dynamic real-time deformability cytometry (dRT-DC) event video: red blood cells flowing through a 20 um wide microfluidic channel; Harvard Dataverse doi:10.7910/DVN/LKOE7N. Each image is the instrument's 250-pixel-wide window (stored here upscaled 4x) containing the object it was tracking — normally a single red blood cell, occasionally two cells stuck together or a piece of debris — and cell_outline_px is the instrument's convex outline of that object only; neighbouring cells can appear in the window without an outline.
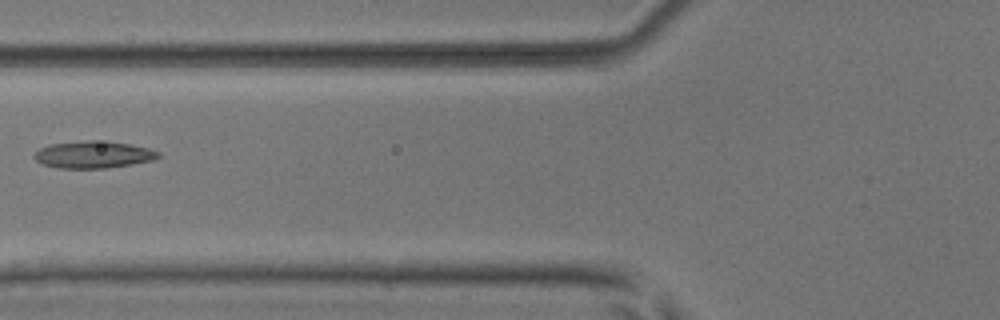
{"species": "common noctule bat (a hibernating species)", "species_latin": "Nyctalus noctula", "temperature_condition": "room temperature", "stored_images_in_passage": 5, "camera_frame_rate_fps": 3000, "um_per_image_px": 0.085, "animal": {"sex": "male", "body_mass_g": 17.9, "forearm_length_mm": 54.2}, "frame": {"image": 1, "passage_image": 5, "time_ms": 1.333, "image_size_px": [1000, 320], "cell_outline_px": [[160, 156], [152, 160], [132, 164], [108, 168], [56, 168], [44, 164], [36, 160], [32, 156], [40, 148], [48, 144], [84, 140], [108, 140], [148, 148], [160, 152]], "centroid_in_image_um": [7.92, 13.13], "position_along_channel_um": 117.9, "area_um2": 19.71}}